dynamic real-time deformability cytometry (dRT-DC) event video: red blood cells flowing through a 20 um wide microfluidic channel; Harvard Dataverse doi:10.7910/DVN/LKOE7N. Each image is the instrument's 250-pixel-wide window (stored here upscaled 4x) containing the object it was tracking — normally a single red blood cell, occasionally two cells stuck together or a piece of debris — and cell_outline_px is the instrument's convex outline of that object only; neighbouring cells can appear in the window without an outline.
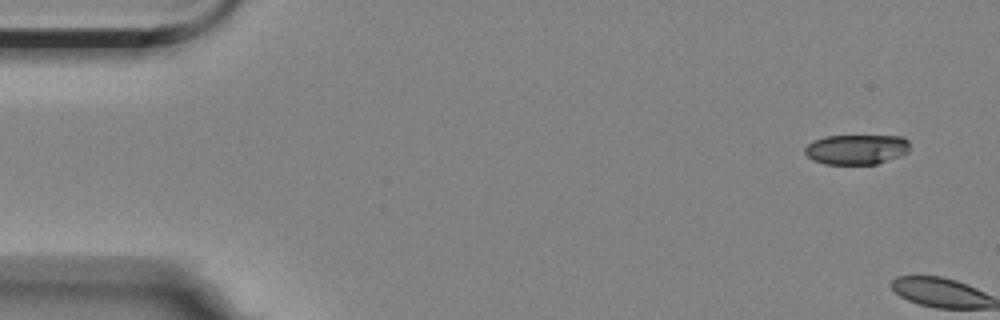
{"species": "Egyptian fruit bat (a non-hibernating species)", "species_latin": "Rousettus aegyptiacus", "temperature_condition": "room temperature", "stored_images_in_passage": 2, "camera_frame_rate_fps": 3000, "um_per_image_px": 0.085, "animal": {"sex": "female"}, "frame": {"image": 1, "passage_image": 1, "time_ms": 0.0, "image_size_px": [1000, 320], "cell_outline_px": [[908, 152], [876, 164], [824, 164], [812, 160], [804, 152], [804, 148], [808, 144], [816, 140], [828, 136], [904, 136], [908, 140]], "centroid_in_image_um": [72.78, 12.7], "position_along_channel_um": 12.2, "area_um2": 18.15}}